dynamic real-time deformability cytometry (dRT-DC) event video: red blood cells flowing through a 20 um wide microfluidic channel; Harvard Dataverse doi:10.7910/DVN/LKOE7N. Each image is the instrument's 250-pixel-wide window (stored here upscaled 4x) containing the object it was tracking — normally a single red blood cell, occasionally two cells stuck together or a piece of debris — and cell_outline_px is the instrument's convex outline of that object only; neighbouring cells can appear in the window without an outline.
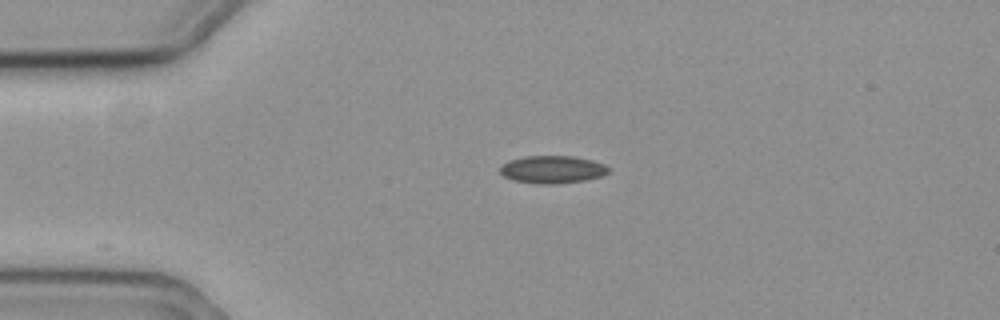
{"species": "common noctule bat (a hibernating species)", "species_latin": "Nyctalus noctula", "temperature_condition": "cold", "stored_images_in_passage": 7, "camera_frame_rate_fps": 3000, "um_per_image_px": 0.085, "animal": {"sex": "female", "body_mass_g": 19.3, "forearm_length_mm": 54.1}, "frame": {"image": 1, "passage_image": 1, "time_ms": 0.0, "image_size_px": [1000, 320], "cell_outline_px": [[608, 172], [600, 176], [584, 180], [556, 184], [540, 184], [512, 180], [504, 176], [500, 172], [500, 164], [508, 160], [524, 156], [572, 156], [592, 160], [604, 164], [608, 168]], "centroid_in_image_um": [46.89, 14.4], "position_along_channel_um": 38.1, "area_um2": 17.46}}
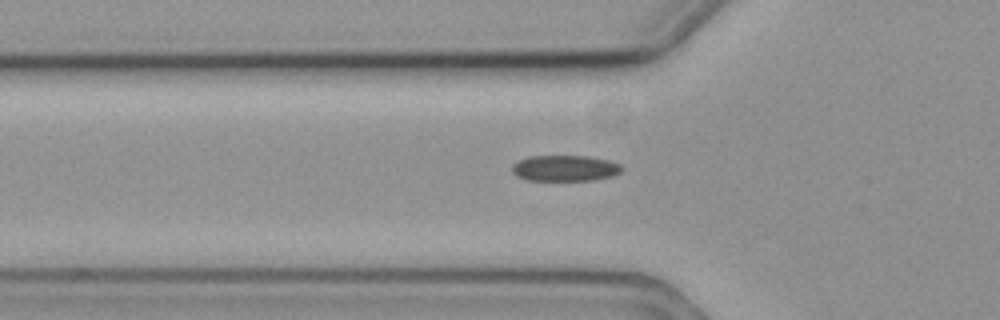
{"frame": {"image": 2, "passage_image": 7, "time_ms": 2.0, "image_size_px": [1000, 320], "cell_outline_px": [[624, 168], [620, 172], [612, 176], [592, 180], [524, 180], [516, 176], [512, 172], [512, 164], [528, 156], [588, 156], [608, 160], [620, 164]], "centroid_in_image_um": [48.0, 14.3], "position_along_channel_um": 77.8, "area_um2": 16.65}}